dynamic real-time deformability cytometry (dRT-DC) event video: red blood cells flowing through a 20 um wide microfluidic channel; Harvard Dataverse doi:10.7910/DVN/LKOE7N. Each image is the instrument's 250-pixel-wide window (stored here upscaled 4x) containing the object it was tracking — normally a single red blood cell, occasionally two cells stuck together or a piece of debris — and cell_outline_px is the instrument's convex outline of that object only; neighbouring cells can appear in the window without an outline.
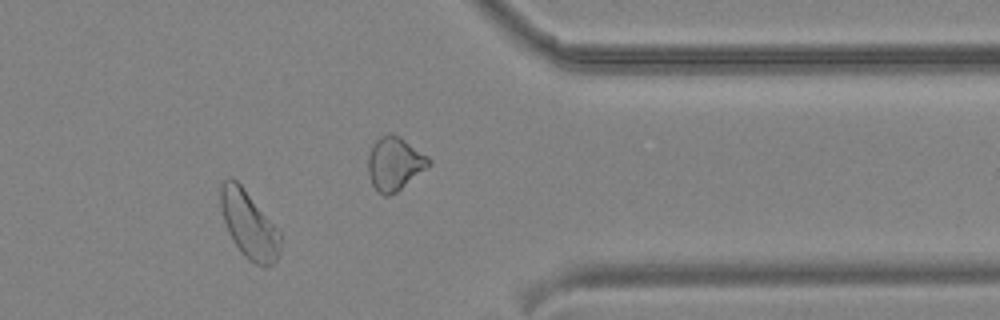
{"species": "common noctule bat (a hibernating species)", "species_latin": "Nyctalus noctula", "temperature_condition": "cold", "stored_images_in_passage": 30, "camera_frame_rate_fps": 3000, "um_per_image_px": 0.085, "animal": {"sex": "male", "body_mass_g": 19.2, "forearm_length_mm": 51.8}, "frame": {"image": 1, "passage_image": 22, "time_ms": 7.0, "image_size_px": [1000, 320], "cell_outline_px": [[280, 252], [276, 260], [272, 264], [264, 268], [248, 260], [240, 252], [232, 240], [228, 232], [224, 220], [220, 204], [220, 184], [228, 176], [232, 176], [240, 184], [280, 232]], "centroid_in_image_um": [21.14, 19.11], "position_along_channel_um": 390.3, "area_um2": 23.35}}